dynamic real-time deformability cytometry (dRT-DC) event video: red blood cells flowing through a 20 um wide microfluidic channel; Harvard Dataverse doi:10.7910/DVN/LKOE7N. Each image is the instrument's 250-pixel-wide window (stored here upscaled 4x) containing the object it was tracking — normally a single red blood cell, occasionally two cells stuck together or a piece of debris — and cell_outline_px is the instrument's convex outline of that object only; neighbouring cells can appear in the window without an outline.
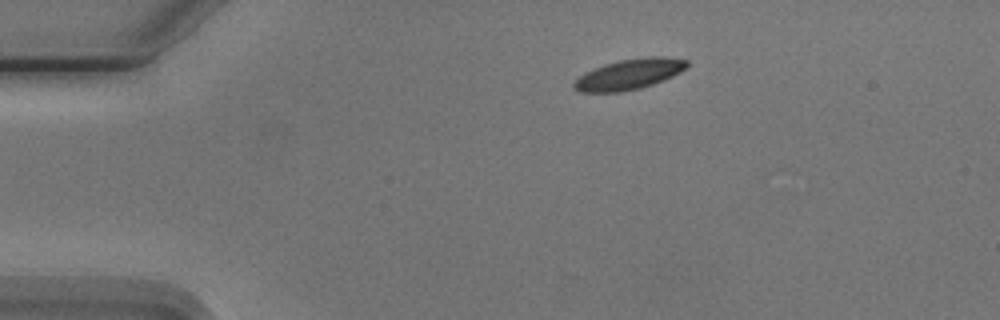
{"species": "Egyptian fruit bat (a non-hibernating species)", "species_latin": "Rousettus aegyptiacus", "temperature_condition": "cold", "stored_images_in_passage": 4, "camera_frame_rate_fps": 3000, "um_per_image_px": 0.085, "animal": {"sex": "male"}, "frame": {"image": 1, "passage_image": 1, "time_ms": 0.0, "image_size_px": [1000, 320], "cell_outline_px": [[688, 68], [664, 80], [640, 88], [620, 92], [580, 92], [572, 88], [572, 84], [584, 72], [604, 64], [616, 60], [648, 56], [664, 56], [688, 60]], "centroid_in_image_um": [53.48, 6.3], "position_along_channel_um": 31.5, "area_um2": 20.29}}
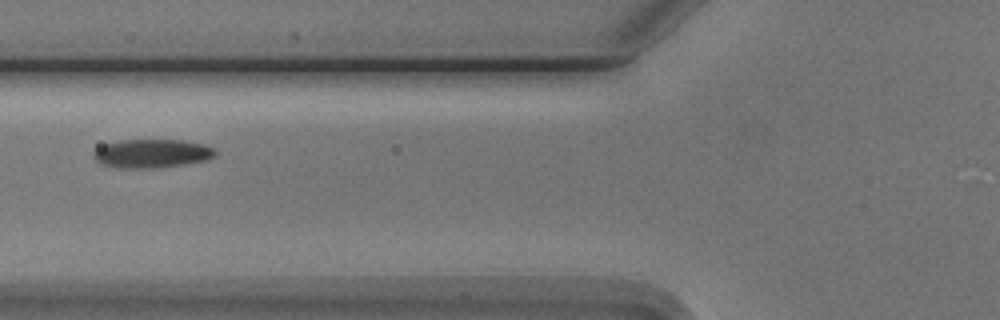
{"frame": {"image": 2, "passage_image": 4, "time_ms": 3.667, "image_size_px": [1000, 320], "cell_outline_px": [[216, 156], [208, 160], [184, 164], [152, 168], [116, 168], [100, 164], [92, 156], [92, 152], [96, 148], [104, 144], [120, 140], [184, 140], [204, 144], [216, 148]], "centroid_in_image_um": [12.91, 13.04], "position_along_channel_um": 112.9, "area_um2": 20.63}}